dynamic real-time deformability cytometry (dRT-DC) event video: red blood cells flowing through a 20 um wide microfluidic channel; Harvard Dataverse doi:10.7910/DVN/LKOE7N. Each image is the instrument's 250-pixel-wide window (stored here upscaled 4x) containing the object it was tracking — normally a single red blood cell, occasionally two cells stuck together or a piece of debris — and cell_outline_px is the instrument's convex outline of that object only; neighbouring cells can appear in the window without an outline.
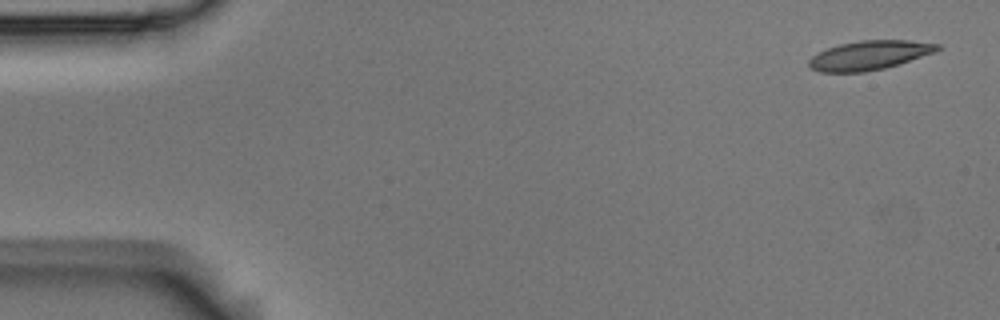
{"species": "Egyptian fruit bat (a non-hibernating species)", "species_latin": "Rousettus aegyptiacus", "temperature_condition": "room temperature", "stored_images_in_passage": 5, "segment_of_instrument_passage": [1, 2], "camera_frame_rate_fps": 3000, "um_per_image_px": 0.085, "animal": {"sex": "male"}, "frame": {"image": 1, "passage_image": 1, "time_ms": 0.0, "image_size_px": [1000, 320], "cell_outline_px": [[940, 48], [936, 52], [900, 64], [884, 68], [864, 72], [820, 72], [808, 68], [808, 60], [812, 56], [828, 48], [840, 44], [860, 40], [908, 40], [940, 44]], "centroid_in_image_um": [73.9, 4.7], "position_along_channel_um": 11.1, "area_um2": 21.91}}